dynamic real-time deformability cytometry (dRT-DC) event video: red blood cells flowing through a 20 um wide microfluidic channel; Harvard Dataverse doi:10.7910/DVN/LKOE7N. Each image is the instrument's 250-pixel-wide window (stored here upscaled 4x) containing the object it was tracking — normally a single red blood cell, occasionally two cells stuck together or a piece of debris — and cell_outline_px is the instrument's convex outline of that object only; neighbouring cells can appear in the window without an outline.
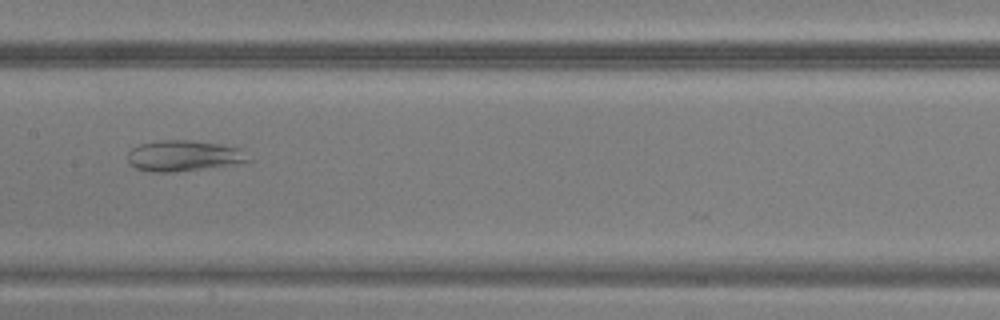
{"species": "common noctule bat (a hibernating species)", "species_latin": "Nyctalus noctula", "temperature_condition": "warm", "stored_images_in_passage": 13, "camera_frame_rate_fps": 3000, "um_per_image_px": 0.085, "animal": {"sex": "male", "body_mass_g": 20.5, "forearm_length_mm": 52.5}, "frame": {"image": 1, "passage_image": 10, "time_ms": 3.0, "image_size_px": [1000, 320], "cell_outline_px": [[256, 160], [176, 172], [148, 172], [136, 168], [128, 164], [128, 152], [132, 148], [140, 144], [160, 140], [192, 140], [220, 144], [240, 148]], "centroid_in_image_um": [15.61, 13.24], "position_along_channel_um": 191.8, "area_um2": 21.79}}